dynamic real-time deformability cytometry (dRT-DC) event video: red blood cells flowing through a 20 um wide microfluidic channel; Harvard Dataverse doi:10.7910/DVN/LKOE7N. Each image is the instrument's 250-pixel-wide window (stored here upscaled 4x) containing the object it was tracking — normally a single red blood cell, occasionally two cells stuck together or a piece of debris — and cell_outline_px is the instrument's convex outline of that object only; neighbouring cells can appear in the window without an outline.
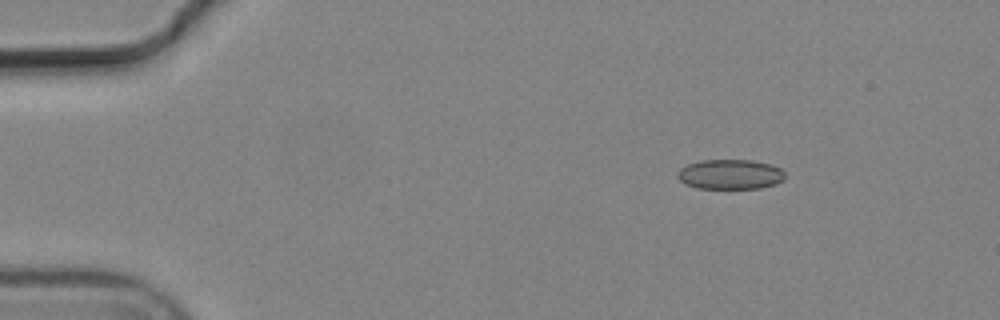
{"species": "common noctule bat (a hibernating species)", "species_latin": "Nyctalus noctula", "temperature_condition": "cold", "stored_images_in_passage": 6, "camera_frame_rate_fps": 3000, "um_per_image_px": 0.085, "animal": {"sex": "male", "body_mass_g": 19.2, "forearm_length_mm": 51.8}, "frame": {"image": 1, "passage_image": 2, "time_ms": 0.333, "image_size_px": [1000, 320], "cell_outline_px": [[784, 180], [776, 184], [760, 188], [696, 188], [684, 184], [676, 176], [676, 172], [680, 168], [688, 164], [700, 160], [752, 160], [772, 164], [780, 168], [784, 172]], "centroid_in_image_um": [62.05, 14.81], "position_along_channel_um": 22.9, "area_um2": 18.9}}
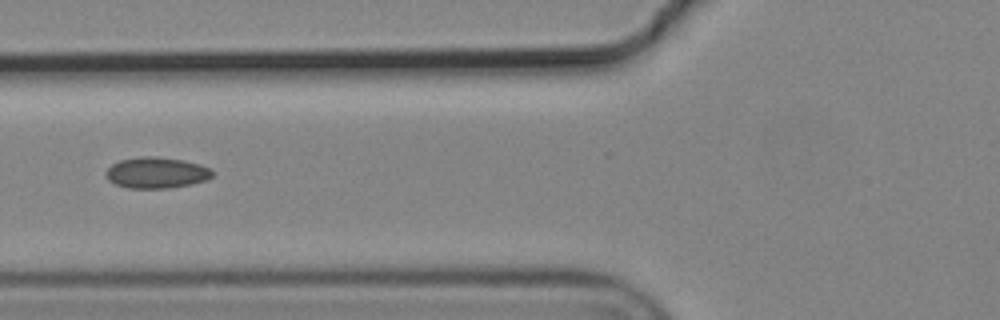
{"frame": {"image": 2, "passage_image": 6, "time_ms": 1.667, "image_size_px": [1000, 320], "cell_outline_px": [[212, 176], [208, 180], [192, 184], [168, 188], [128, 188], [116, 184], [108, 180], [104, 172], [112, 164], [120, 160], [140, 156], [156, 156], [184, 160], [200, 164], [208, 168], [212, 172]], "centroid_in_image_um": [13.29, 14.68], "position_along_channel_um": 112.5, "area_um2": 19.36}}